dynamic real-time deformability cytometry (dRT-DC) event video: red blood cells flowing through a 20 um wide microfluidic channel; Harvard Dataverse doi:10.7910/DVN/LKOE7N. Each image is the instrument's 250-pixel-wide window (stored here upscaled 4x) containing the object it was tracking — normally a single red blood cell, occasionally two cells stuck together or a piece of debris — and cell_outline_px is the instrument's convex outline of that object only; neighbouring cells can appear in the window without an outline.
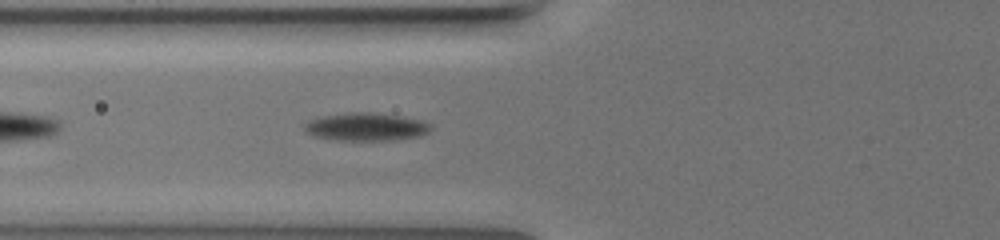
{"species": "common noctule bat (a hibernating species)", "species_latin": "Nyctalus noctula", "temperature_condition": "warm", "stored_images_in_passage": 42, "camera_frame_rate_fps": 3000, "um_per_image_px": 0.085, "animal": {"sex": "female", "body_mass_g": 19.5, "forearm_length_mm": 54.1}, "frame": {"image": 1, "passage_image": 6, "time_ms": 1.667, "image_size_px": [1000, 240], "cell_outline_px": [[428, 132], [420, 136], [392, 140], [336, 140], [316, 136], [308, 132], [308, 124], [312, 120], [328, 116], [356, 112], [368, 112], [396, 116], [416, 120], [428, 124]], "centroid_in_image_um": [31.15, 10.8], "position_along_channel_um": 94.7, "area_um2": 19.36}}
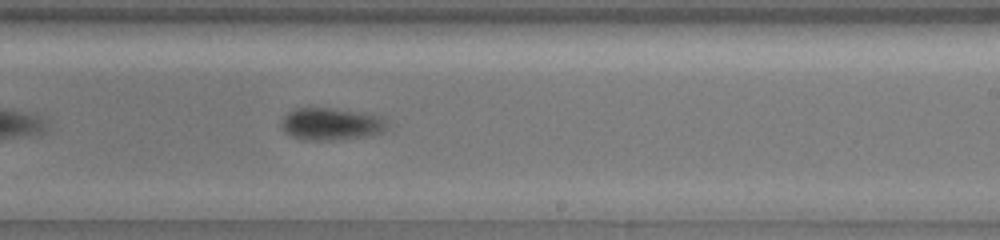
{"frame": {"image": 2, "passage_image": 21, "time_ms": 6.667, "image_size_px": [1000, 240], "cell_outline_px": [[384, 128], [380, 132], [368, 136], [340, 140], [300, 140], [284, 132], [284, 116], [300, 108], [328, 108], [376, 116], [384, 124]], "centroid_in_image_um": [28.07, 10.58], "position_along_channel_um": 260.9, "area_um2": 18.9}}
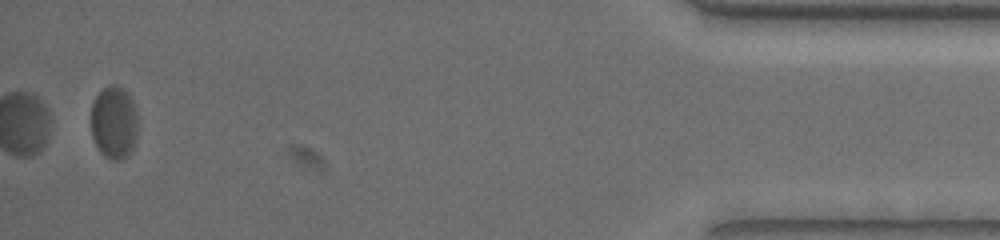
{"frame": {"image": 3, "passage_image": 42, "time_ms": 13.667, "image_size_px": [1000, 240], "cell_outline_px": [[136, 140], [128, 156], [120, 160], [112, 160], [104, 156], [96, 148], [92, 136], [92, 104], [96, 96], [104, 88], [112, 84], [124, 88], [132, 100], [136, 116]], "centroid_in_image_um": [9.68, 10.44], "position_along_channel_um": 425.5, "area_um2": 19.77}, "authors_computed_cell_mechanics": {"area_um2": 19.3052, "velocity_mm_per_s": 3.3303, "shape_relaxation_time_tau1_ms": 4.0988, "shape_relaxation_time_tau2_ms": null, "deformation_change_tau1": 0.1284, "deformation_change_tau2": null}}